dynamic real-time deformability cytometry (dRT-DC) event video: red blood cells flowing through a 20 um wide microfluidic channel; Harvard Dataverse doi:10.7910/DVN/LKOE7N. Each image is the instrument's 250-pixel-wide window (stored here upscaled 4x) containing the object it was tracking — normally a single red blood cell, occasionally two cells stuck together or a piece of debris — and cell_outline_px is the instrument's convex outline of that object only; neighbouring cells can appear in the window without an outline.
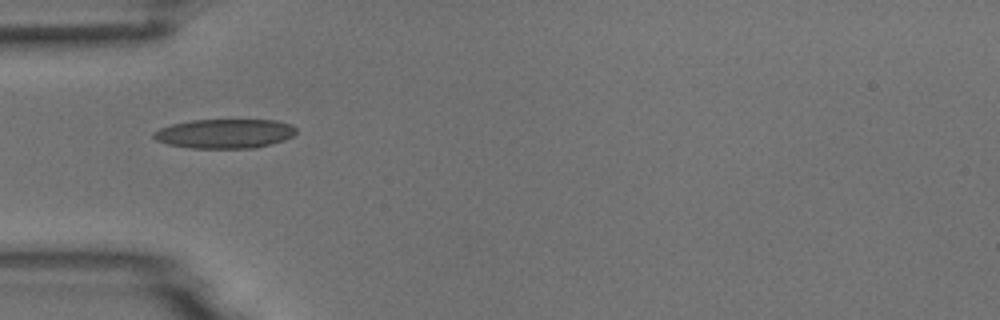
{"species": "common noctule bat (a hibernating species)", "species_latin": "Nyctalus noctula", "temperature_condition": "room temperature", "stored_images_in_passage": 8, "camera_frame_rate_fps": 3000, "um_per_image_px": 0.085, "animal": {"sex": "male", "body_mass_g": 18.8}, "frame": {"image": 1, "passage_image": 5, "time_ms": 4.667, "image_size_px": [1000, 320], "cell_outline_px": [[296, 132], [292, 136], [284, 140], [256, 148], [192, 148], [168, 144], [156, 140], [152, 136], [152, 132], [160, 128], [172, 124], [192, 120], [276, 120], [292, 124], [296, 128]], "centroid_in_image_um": [19.11, 11.35], "position_along_channel_um": 65.9, "area_um2": 24.39}}